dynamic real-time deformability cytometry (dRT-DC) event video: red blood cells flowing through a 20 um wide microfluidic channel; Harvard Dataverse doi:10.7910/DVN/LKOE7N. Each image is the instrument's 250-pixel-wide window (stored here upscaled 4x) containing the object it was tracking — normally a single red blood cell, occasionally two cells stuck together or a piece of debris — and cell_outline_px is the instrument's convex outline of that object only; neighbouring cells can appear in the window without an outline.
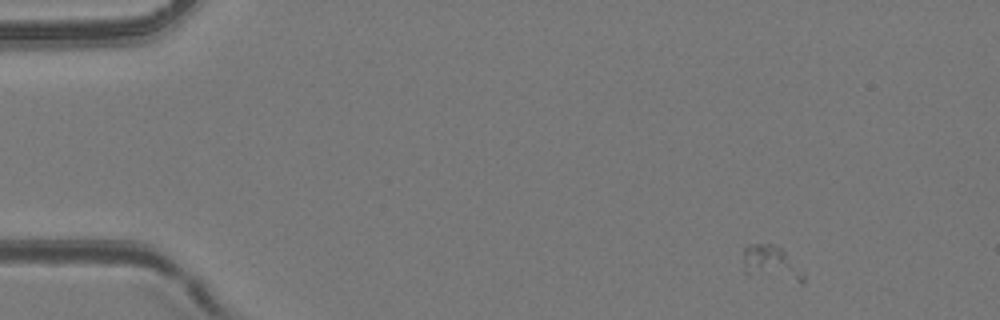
{"species": "common noctule bat (a hibernating species)", "species_latin": "Nyctalus noctula", "temperature_condition": "room temperature", "stored_images_in_passage": 35, "camera_frame_rate_fps": 3000, "um_per_image_px": 0.085, "animal": {"sex": "female", "body_mass_g": 24.6, "forearm_length_mm": 56.2}, "frame": {"image": 1, "passage_image": 3, "time_ms": 0.667, "image_size_px": [1000, 320], "cell_outline_px": [[804, 280], [800, 284], [748, 276], [744, 272], [744, 248], [748, 244], [772, 244], [780, 248], [784, 252], [804, 276]], "centroid_in_image_um": [65.48, 22.44], "position_along_channel_um": 19.5, "area_um2": 12.25}}
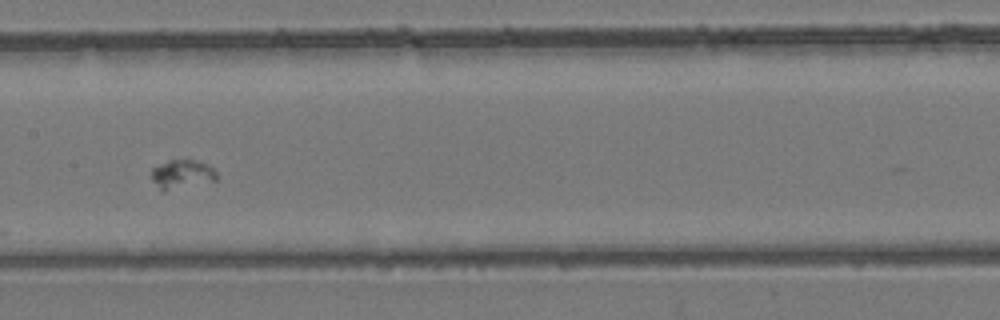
{"frame": {"image": 2, "passage_image": 23, "time_ms": 7.333, "image_size_px": [1000, 320], "cell_outline_px": [[216, 180], [164, 192], [160, 192], [152, 180], [152, 168], [168, 160], [192, 160], [204, 164], [212, 168], [216, 172]], "centroid_in_image_um": [15.4, 14.84], "position_along_channel_um": 192.0, "area_um2": 10.92}}
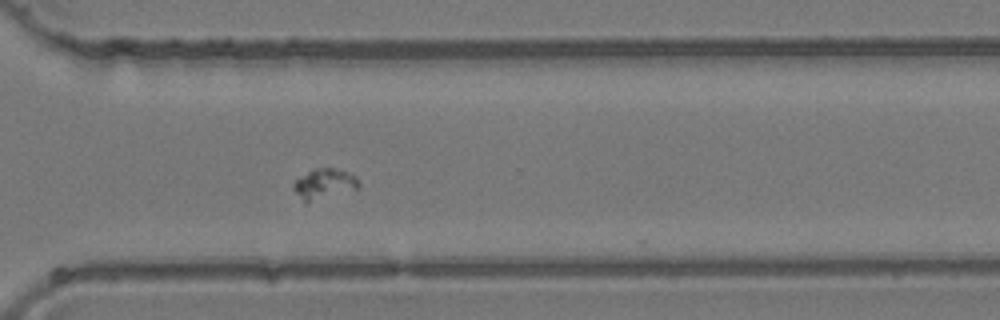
{"frame": {"image": 3, "passage_image": 34, "time_ms": 11.0, "image_size_px": [1000, 320], "cell_outline_px": [[360, 188], [304, 204], [292, 188], [292, 184], [296, 180], [312, 168], [332, 168], [356, 176], [360, 184]], "centroid_in_image_um": [27.53, 15.66], "position_along_channel_um": 343.1, "area_um2": 11.62}}